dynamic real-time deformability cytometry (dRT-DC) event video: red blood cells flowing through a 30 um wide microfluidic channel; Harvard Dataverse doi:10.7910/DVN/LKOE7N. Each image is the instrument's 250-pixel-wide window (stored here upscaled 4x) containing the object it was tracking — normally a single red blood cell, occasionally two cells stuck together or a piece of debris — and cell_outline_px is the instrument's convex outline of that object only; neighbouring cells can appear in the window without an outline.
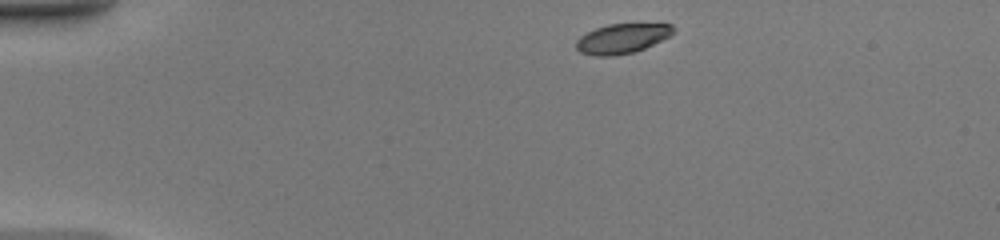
{"species": "common noctule bat (a hibernating species)", "species_latin": "Nyctalus noctula", "temperature_condition": "warm", "stored_images_in_passage": 39, "camera_frame_rate_fps": 3000, "um_per_image_px": 0.085, "animal": {"sex": "female", "body_mass_g": 20.0, "forearm_length_mm": 54.0}, "frame": {"image": 1, "passage_image": 1, "time_ms": 0.0, "image_size_px": [1000, 240], "cell_outline_px": [[676, 28], [668, 36], [644, 48], [632, 52], [612, 56], [592, 56], [580, 52], [576, 48], [576, 40], [580, 36], [596, 28], [608, 24], [672, 24]], "centroid_in_image_um": [52.83, 3.28], "position_along_channel_um": 32.2, "area_um2": 16.59}}
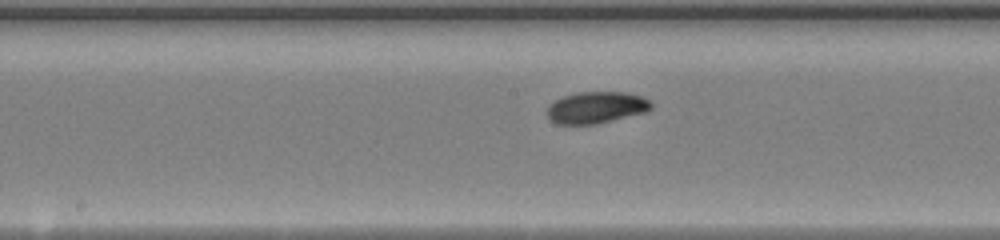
{"frame": {"image": 2, "passage_image": 17, "time_ms": 5.333, "image_size_px": [1000, 240], "cell_outline_px": [[652, 108], [648, 112], [596, 124], [556, 124], [548, 116], [548, 104], [564, 96], [576, 92], [628, 92], [640, 96], [648, 100], [652, 104]], "centroid_in_image_um": [50.71, 9.13], "position_along_channel_um": 197.5, "area_um2": 19.25}}
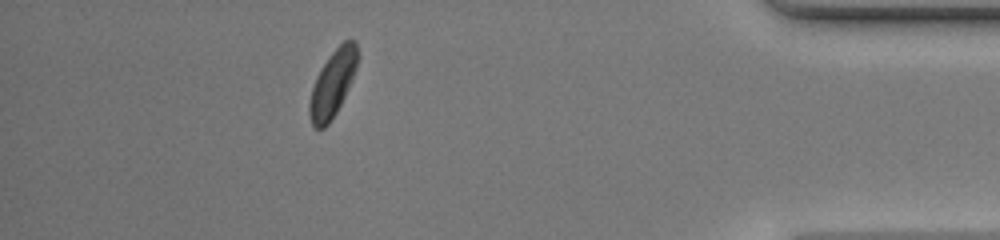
{"frame": {"image": 3, "passage_image": 34, "time_ms": 11.0, "image_size_px": [1000, 240], "cell_outline_px": [[360, 56], [356, 68], [344, 96], [336, 112], [328, 124], [324, 128], [312, 128], [308, 112], [308, 104], [312, 88], [316, 76], [320, 68], [328, 56], [344, 40], [356, 40]], "centroid_in_image_um": [28.26, 7.08], "position_along_channel_um": 406.9, "area_um2": 18.73}, "authors_computed_cell_mechanics": {"area_um2": 18.9584, "velocity_mm_per_s": 4.428, "shape_relaxation_time_tau1_ms": 3.1772, "shape_relaxation_time_tau2_ms": null, "deformation_change_tau1": 0.1439, "deformation_change_tau2": null}}